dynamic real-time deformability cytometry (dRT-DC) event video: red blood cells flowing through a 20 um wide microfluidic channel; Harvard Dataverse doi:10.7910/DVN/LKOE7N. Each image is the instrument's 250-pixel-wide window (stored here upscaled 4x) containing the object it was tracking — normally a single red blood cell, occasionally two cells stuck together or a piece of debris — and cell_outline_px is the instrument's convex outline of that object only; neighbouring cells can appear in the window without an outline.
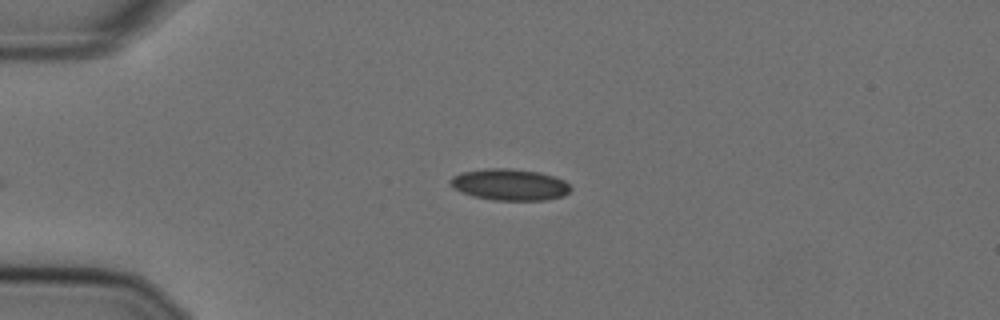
{"species": "Egyptian fruit bat (a non-hibernating species)", "species_latin": "Rousettus aegyptiacus", "temperature_condition": "cold", "stored_images_in_passage": 21, "camera_frame_rate_fps": 3000, "um_per_image_px": 0.085, "animal": {"sex": "female"}, "frame": {"image": 1, "passage_image": 1, "time_ms": 0.0, "image_size_px": [1000, 320], "cell_outline_px": [[572, 188], [564, 196], [548, 200], [492, 200], [472, 196], [460, 192], [452, 188], [448, 184], [448, 180], [452, 176], [460, 172], [484, 168], [512, 168], [540, 172], [564, 180]], "centroid_in_image_um": [43.26, 15.69], "position_along_channel_um": 41.7, "area_um2": 22.48}}
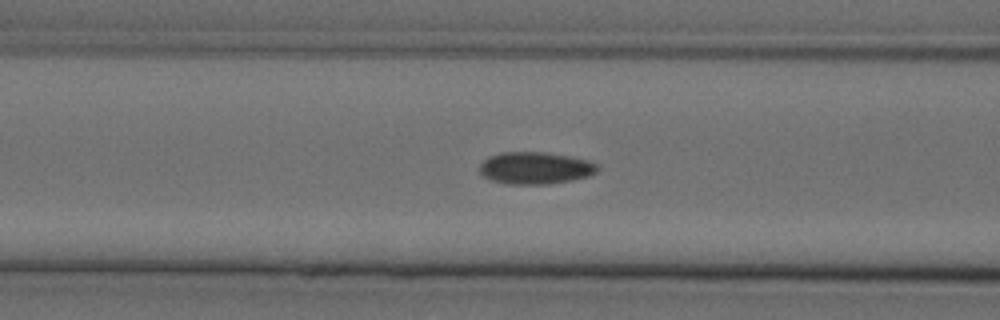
{"frame": {"image": 2, "passage_image": 10, "time_ms": 3.0, "image_size_px": [1000, 320], "cell_outline_px": [[600, 168], [596, 172], [588, 176], [572, 180], [548, 184], [508, 184], [492, 180], [484, 176], [480, 172], [480, 164], [488, 156], [500, 152], [544, 152], [568, 156], [588, 160], [596, 164]], "centroid_in_image_um": [45.49, 14.28], "position_along_channel_um": 121.1, "area_um2": 22.02}}
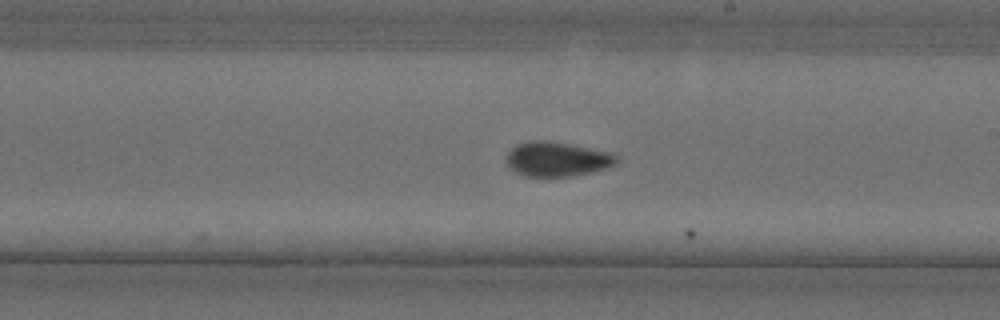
{"frame": {"image": 3, "passage_image": 20, "time_ms": 6.333, "image_size_px": [1000, 320], "cell_outline_px": [[620, 160], [616, 164], [608, 168], [592, 172], [568, 176], [524, 176], [508, 168], [504, 160], [508, 152], [516, 144], [528, 140], [548, 140], [612, 152]], "centroid_in_image_um": [47.33, 13.51], "position_along_channel_um": 241.7, "area_um2": 22.54}}